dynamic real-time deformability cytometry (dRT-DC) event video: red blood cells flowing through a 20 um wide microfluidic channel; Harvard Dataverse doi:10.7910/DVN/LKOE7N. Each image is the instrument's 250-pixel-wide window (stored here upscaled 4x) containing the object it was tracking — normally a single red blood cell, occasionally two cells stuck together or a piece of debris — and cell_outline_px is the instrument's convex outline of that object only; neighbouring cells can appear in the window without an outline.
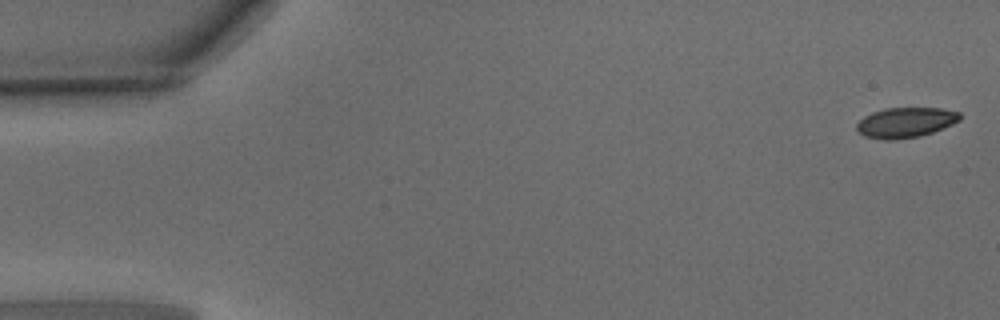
{"species": "common noctule bat (a hibernating species)", "species_latin": "Nyctalus noctula", "temperature_condition": "warm", "stored_images_in_passage": 49, "camera_frame_rate_fps": 3000, "um_per_image_px": 0.085, "animal": {"sex": "male", "body_mass_g": 15.6}, "frame": {"image": 1, "passage_image": 1, "time_ms": 0.0, "image_size_px": [1000, 320], "cell_outline_px": [[960, 120], [952, 124], [932, 132], [920, 136], [896, 140], [888, 140], [864, 136], [856, 128], [856, 124], [864, 116], [872, 112], [884, 108], [940, 108], [960, 112]], "centroid_in_image_um": [76.96, 10.41], "position_along_channel_um": 8.0, "area_um2": 18.09}}
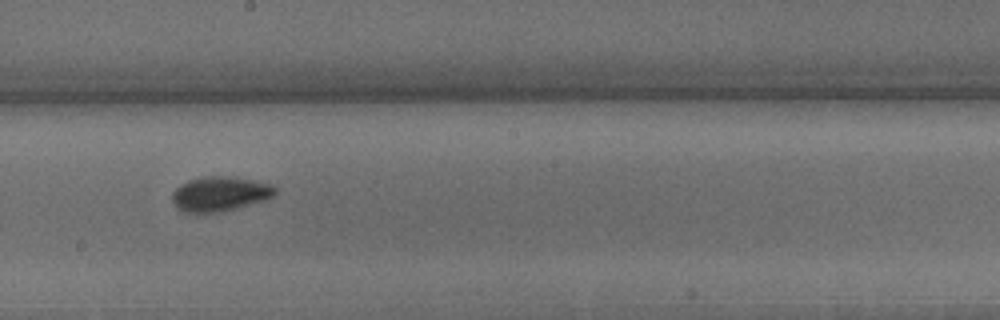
{"frame": {"image": 2, "passage_image": 27, "time_ms": 8.667, "image_size_px": [1000, 320], "cell_outline_px": [[276, 192], [272, 196], [264, 200], [236, 208], [220, 212], [196, 216], [184, 212], [176, 208], [172, 200], [172, 192], [180, 184], [188, 180], [204, 176], [224, 176], [272, 184], [276, 188]], "centroid_in_image_um": [18.6, 16.52], "position_along_channel_um": 229.6, "area_um2": 21.1}}
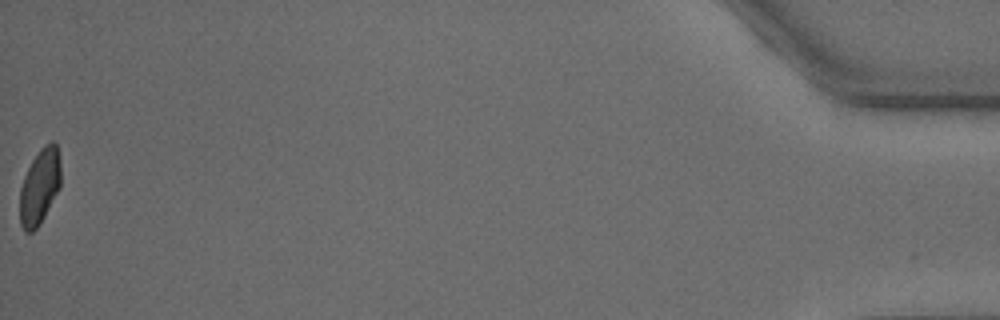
{"frame": {"image": 3, "passage_image": 49, "time_ms": 16.0, "image_size_px": [1000, 320], "cell_outline_px": [[60, 188], [40, 224], [32, 232], [24, 232], [20, 224], [20, 188], [24, 176], [32, 160], [40, 148], [44, 144], [52, 140], [56, 144], [60, 160]], "centroid_in_image_um": [3.37, 15.86], "position_along_channel_um": 431.8, "area_um2": 18.15}, "authors_computed_cell_mechanics": {"area_um2": 18.9584, "velocity_mm_per_s": 4.1237, "shape_relaxation_time_tau1_ms": 3.0429, "shape_relaxation_time_tau2_ms": 0.9967, "deformation_change_tau1": 0.1126, "deformation_change_tau2": 0.0557}}